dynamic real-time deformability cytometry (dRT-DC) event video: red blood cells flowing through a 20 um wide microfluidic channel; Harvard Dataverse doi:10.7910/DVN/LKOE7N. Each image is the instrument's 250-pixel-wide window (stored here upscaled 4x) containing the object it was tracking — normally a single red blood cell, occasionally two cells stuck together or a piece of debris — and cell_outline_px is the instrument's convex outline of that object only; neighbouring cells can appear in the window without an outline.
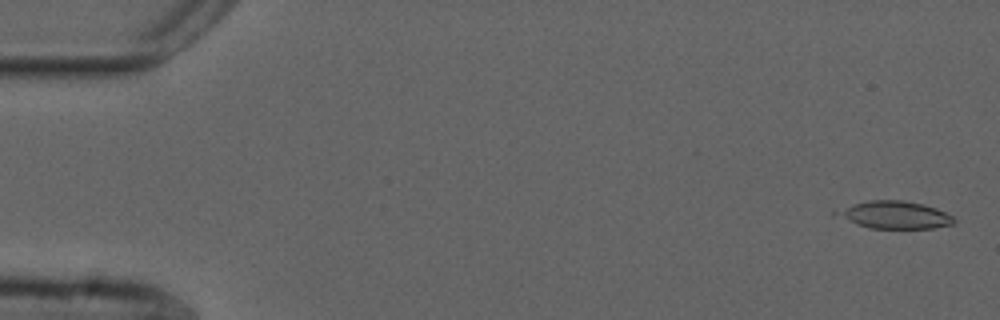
{"species": "common noctule bat (a hibernating species)", "species_latin": "Nyctalus noctula", "temperature_condition": "cold", "stored_images_in_passage": 21, "camera_frame_rate_fps": 3000, "um_per_image_px": 0.085, "animal": {"sex": "male", "forearm_length_mm": 52.5}, "frame": {"image": 1, "passage_image": 2, "time_ms": 0.333, "image_size_px": [1000, 320], "cell_outline_px": [[956, 220], [952, 224], [932, 228], [868, 228], [832, 216], [832, 212], [868, 200], [904, 200], [924, 204], [936, 208], [952, 216]], "centroid_in_image_um": [76.0, 18.27], "position_along_channel_um": 9.0, "area_um2": 18.79}}
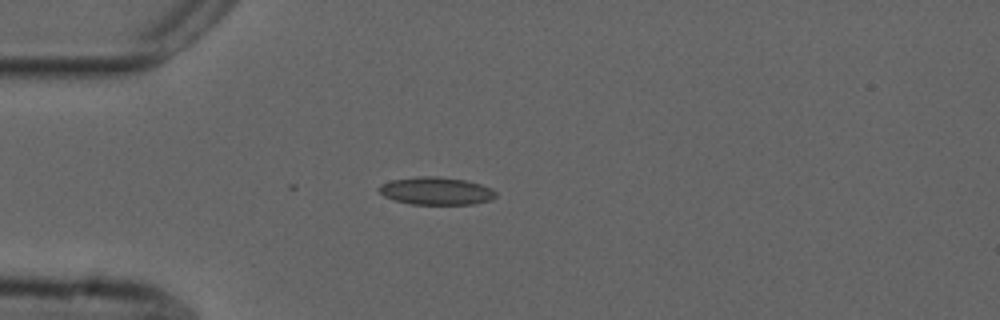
{"frame": {"image": 2, "passage_image": 15, "time_ms": 4.667, "image_size_px": [1000, 320], "cell_outline_px": [[496, 196], [492, 200], [472, 204], [412, 204], [392, 200], [384, 196], [376, 188], [380, 184], [392, 180], [416, 176], [436, 176], [464, 180], [480, 184], [492, 188], [496, 192]], "centroid_in_image_um": [37.05, 16.23], "position_along_channel_um": 48.0, "area_um2": 18.96}}
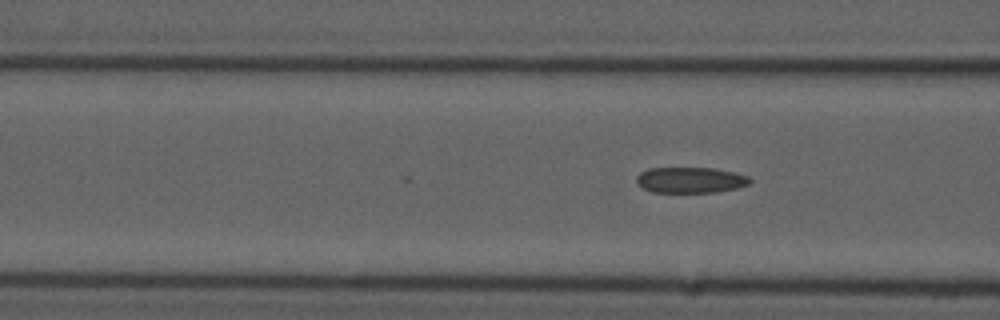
{"frame": {"image": 3, "passage_image": 21, "time_ms": 6.667, "image_size_px": [1000, 320], "cell_outline_px": [[752, 180], [748, 184], [736, 188], [716, 192], [652, 192], [636, 184], [636, 176], [640, 172], [648, 168], [712, 168], [732, 172], [748, 176]], "centroid_in_image_um": [58.64, 15.3], "position_along_channel_um": 108.0, "area_um2": 16.99}}